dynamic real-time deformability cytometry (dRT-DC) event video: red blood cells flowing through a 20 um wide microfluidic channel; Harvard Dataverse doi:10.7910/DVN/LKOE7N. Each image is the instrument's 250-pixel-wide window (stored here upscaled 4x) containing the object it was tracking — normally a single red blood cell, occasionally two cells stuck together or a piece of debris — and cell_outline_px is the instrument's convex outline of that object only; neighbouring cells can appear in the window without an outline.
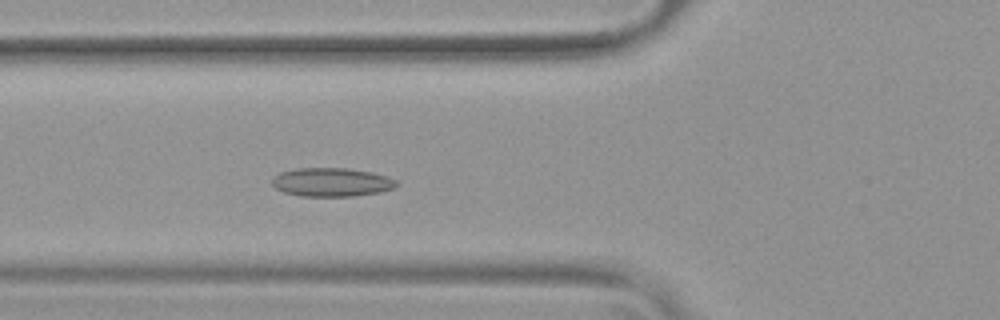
{"species": "common noctule bat (a hibernating species)", "species_latin": "Nyctalus noctula", "temperature_condition": "warm", "stored_images_in_passage": 52, "camera_frame_rate_fps": 3000, "um_per_image_px": 0.085, "animal": {"sex": "female", "body_mass_g": 19.9}, "frame": {"image": 1, "passage_image": 18, "time_ms": 5.667, "image_size_px": [1000, 320], "cell_outline_px": [[400, 184], [396, 188], [380, 192], [356, 196], [300, 196], [284, 192], [276, 188], [272, 184], [272, 176], [280, 172], [296, 168], [348, 168], [372, 172], [388, 176], [396, 180]], "centroid_in_image_um": [28.22, 15.48], "position_along_channel_um": 97.6, "area_um2": 21.1}}
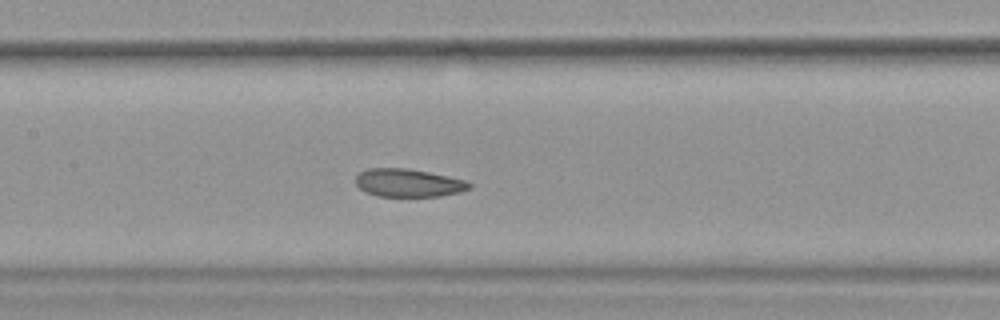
{"frame": {"image": 2, "passage_image": 24, "time_ms": 7.667, "image_size_px": [1000, 320], "cell_outline_px": [[472, 188], [460, 192], [440, 196], [376, 196], [364, 192], [356, 184], [356, 176], [360, 172], [368, 168], [408, 168], [468, 180], [472, 184]], "centroid_in_image_um": [34.73, 15.54], "position_along_channel_um": 172.7, "area_um2": 18.73}}
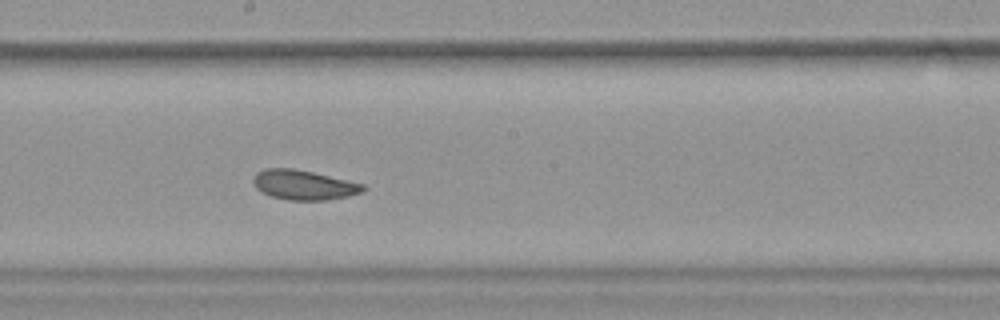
{"frame": {"image": 3, "passage_image": 28, "time_ms": 9.0, "image_size_px": [1000, 320], "cell_outline_px": [[364, 188], [360, 192], [348, 196], [328, 200], [288, 200], [272, 196], [260, 192], [256, 188], [252, 180], [256, 172], [264, 168], [296, 168], [348, 180], [364, 184]], "centroid_in_image_um": [25.77, 15.71], "position_along_channel_um": 222.4, "area_um2": 19.07}, "authors_computed_cell_mechanics": {"area_um2": 20.7213, "velocity_mm_per_s": 3.7433, "shape_relaxation_time_tau1_ms": 6.5007, "shape_relaxation_time_tau2_ms": 3.715, "deformation_change_tau1": 0.1121, "deformation_change_tau2": 0.0636}}